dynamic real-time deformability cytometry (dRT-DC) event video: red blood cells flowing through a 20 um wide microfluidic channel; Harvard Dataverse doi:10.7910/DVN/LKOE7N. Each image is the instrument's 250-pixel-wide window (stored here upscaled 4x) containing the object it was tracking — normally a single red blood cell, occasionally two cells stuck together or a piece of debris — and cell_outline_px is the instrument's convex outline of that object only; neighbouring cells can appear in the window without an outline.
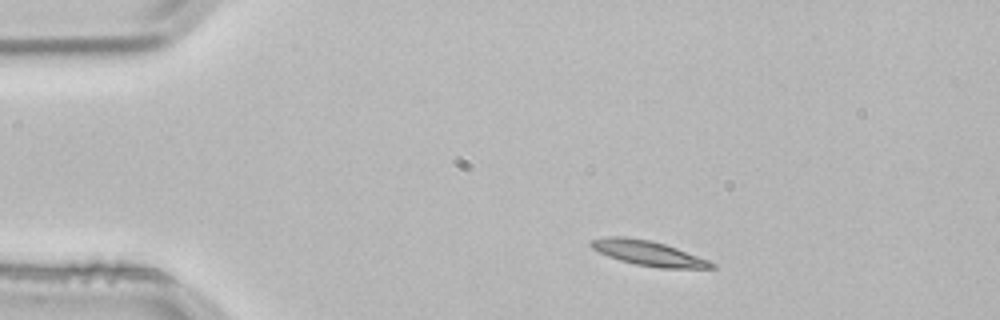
{"species": "common noctule bat (a hibernating species)", "species_latin": "Nyctalus noctula", "temperature_condition": "room temperature", "stored_images_in_passage": 1, "camera_frame_rate_fps": 3000, "um_per_image_px": 0.085, "animal": {"sex": "male", "body_mass_g": 21.5, "forearm_length_mm": 52.0}, "frame": {"image": 1, "passage_image": 1, "time_ms": 0.0, "image_size_px": [1000, 320], "cell_outline_px": [[716, 268], [660, 268], [636, 264], [620, 260], [608, 256], [592, 248], [588, 244], [592, 240], [608, 236], [624, 236], [648, 240], [664, 244], [676, 248], [708, 260], [716, 264]], "centroid_in_image_um": [55.1, 21.52], "position_along_channel_um": 29.9, "area_um2": 17.22}}